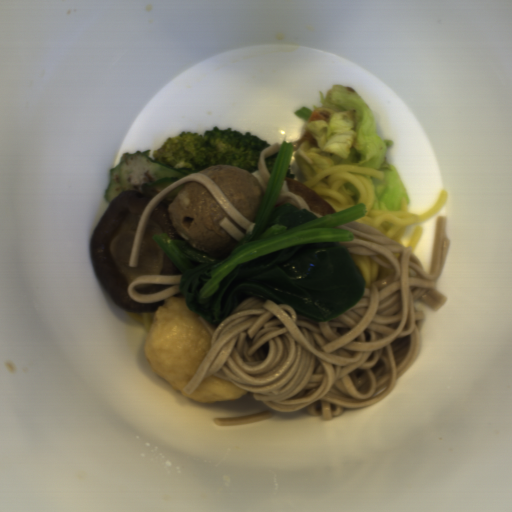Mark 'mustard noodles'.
I'll list each match as a JSON object with an SVG mask.
<instances>
[{
  "label": "mustard noodles",
  "instance_id": "obj_1",
  "mask_svg": "<svg viewBox=\"0 0 512 512\" xmlns=\"http://www.w3.org/2000/svg\"><path fill=\"white\" fill-rule=\"evenodd\" d=\"M354 240L340 241L352 254L369 256L394 269L370 283L360 300L329 321L296 313L290 305L246 299L215 331L202 316L210 346L184 386L192 394L210 375L253 392L269 409L242 417L213 418L217 426L263 420L278 412L306 407L329 421L344 410L361 409L385 399L422 352L424 310L420 298L438 311L448 297L437 290L451 242L447 216L436 217L429 269L412 246H404L373 226L352 221Z\"/></svg>",
  "mask_w": 512,
  "mask_h": 512
},
{
  "label": "mustard noodles",
  "instance_id": "obj_2",
  "mask_svg": "<svg viewBox=\"0 0 512 512\" xmlns=\"http://www.w3.org/2000/svg\"><path fill=\"white\" fill-rule=\"evenodd\" d=\"M185 182L202 183L212 193V195L223 207V209L228 213V215L246 229V231H243L240 227H238L227 217L221 219L218 223L234 239H236L239 242L244 235H252L253 229L257 223L250 221L243 214H241L230 201V199L227 197V195L224 193L222 188L212 178L197 171L195 173H192L190 175H187L181 179L172 182L171 184L157 192L155 196L146 204L135 229L128 266L133 268L139 265L141 247L148 219L151 213L153 212L155 206L157 205L158 201L162 199L164 196H166L168 193H170L172 190L177 188L178 186L184 184Z\"/></svg>",
  "mask_w": 512,
  "mask_h": 512
},
{
  "label": "mustard noodles",
  "instance_id": "obj_3",
  "mask_svg": "<svg viewBox=\"0 0 512 512\" xmlns=\"http://www.w3.org/2000/svg\"><path fill=\"white\" fill-rule=\"evenodd\" d=\"M181 274L179 275H142L138 276L129 282L127 286V292L129 296L135 301L140 303H156L159 301L166 300L175 295L180 294L179 284L181 281ZM162 284V285H173L168 289L156 293L154 295H145L136 293L133 290L138 284Z\"/></svg>",
  "mask_w": 512,
  "mask_h": 512
},
{
  "label": "mustard noodles",
  "instance_id": "obj_4",
  "mask_svg": "<svg viewBox=\"0 0 512 512\" xmlns=\"http://www.w3.org/2000/svg\"><path fill=\"white\" fill-rule=\"evenodd\" d=\"M279 147L280 145L277 141L262 149L258 155V171L251 173L257 179L263 193L271 175V171L269 172L265 159L278 153Z\"/></svg>",
  "mask_w": 512,
  "mask_h": 512
},
{
  "label": "mustard noodles",
  "instance_id": "obj_5",
  "mask_svg": "<svg viewBox=\"0 0 512 512\" xmlns=\"http://www.w3.org/2000/svg\"><path fill=\"white\" fill-rule=\"evenodd\" d=\"M278 195H280V196H291V197H293L299 203L301 209L302 208L307 209L309 212L314 214L318 219L321 218V217H324L319 212L313 211L309 207L308 203L300 195H297V194L293 193L292 191H290L287 180L283 179V181L281 183V186H280V190H279Z\"/></svg>",
  "mask_w": 512,
  "mask_h": 512
}]
</instances>
